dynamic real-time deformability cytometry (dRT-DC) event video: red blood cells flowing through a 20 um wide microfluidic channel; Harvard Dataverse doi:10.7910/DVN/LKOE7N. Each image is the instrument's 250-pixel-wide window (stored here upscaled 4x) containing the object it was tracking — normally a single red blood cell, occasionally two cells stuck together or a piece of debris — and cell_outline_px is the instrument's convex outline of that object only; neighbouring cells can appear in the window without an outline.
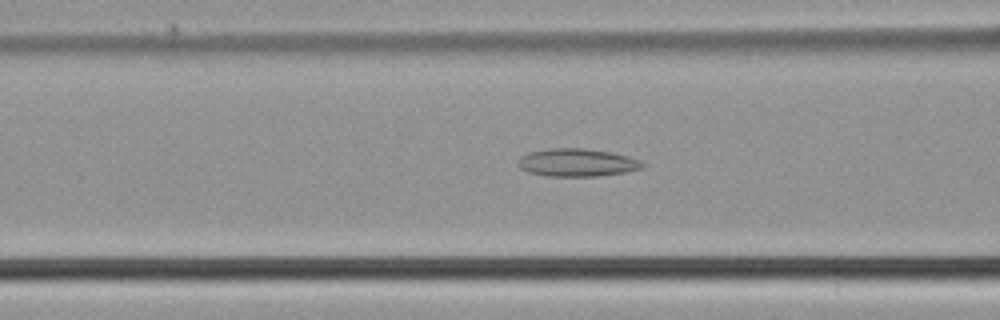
{"species": "common noctule bat (a hibernating species)", "species_latin": "Nyctalus noctula", "temperature_condition": "cold", "stored_images_in_passage": 36, "camera_frame_rate_fps": 3000, "um_per_image_px": 0.085, "animal": {"sex": "male", "body_mass_g": 21.5, "forearm_length_mm": 52.0}, "frame": {"image": 1, "passage_image": 11, "time_ms": 3.333, "image_size_px": [1000, 320], "cell_outline_px": [[644, 164], [640, 168], [624, 172], [600, 176], [544, 176], [528, 172], [520, 168], [516, 164], [516, 160], [520, 156], [528, 152], [552, 148], [584, 148], [612, 152], [628, 156], [640, 160]], "centroid_in_image_um": [48.98, 13.81], "position_along_channel_um": 117.6, "area_um2": 20.35}}
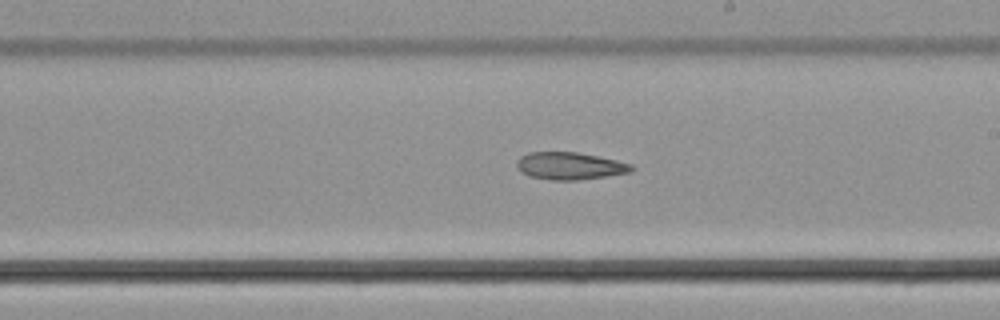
{"frame": {"image": 2, "passage_image": 20, "time_ms": 6.333, "image_size_px": [1000, 320], "cell_outline_px": [[636, 168], [632, 172], [576, 180], [552, 180], [528, 176], [520, 172], [516, 168], [516, 164], [520, 156], [528, 152], [576, 152], [616, 160], [632, 164]], "centroid_in_image_um": [48.41, 14.1], "position_along_channel_um": 240.6, "area_um2": 18.32}}
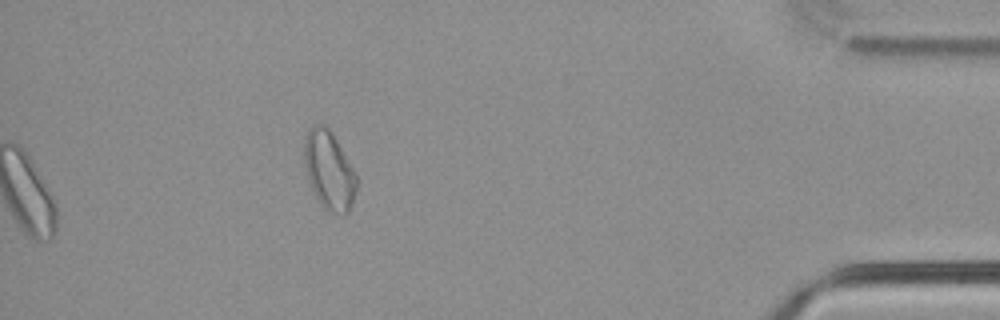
{"frame": {"image": 3, "passage_image": 36, "time_ms": 11.667, "image_size_px": [1000, 320], "cell_outline_px": [[360, 180], [352, 204], [348, 212], [344, 216], [336, 216], [328, 212], [320, 204], [308, 180], [304, 168], [304, 140], [308, 128], [312, 124], [320, 124], [328, 128], [332, 132], [356, 172]], "centroid_in_image_um": [28.0, 14.52], "position_along_channel_um": 407.2, "area_um2": 24.68}}